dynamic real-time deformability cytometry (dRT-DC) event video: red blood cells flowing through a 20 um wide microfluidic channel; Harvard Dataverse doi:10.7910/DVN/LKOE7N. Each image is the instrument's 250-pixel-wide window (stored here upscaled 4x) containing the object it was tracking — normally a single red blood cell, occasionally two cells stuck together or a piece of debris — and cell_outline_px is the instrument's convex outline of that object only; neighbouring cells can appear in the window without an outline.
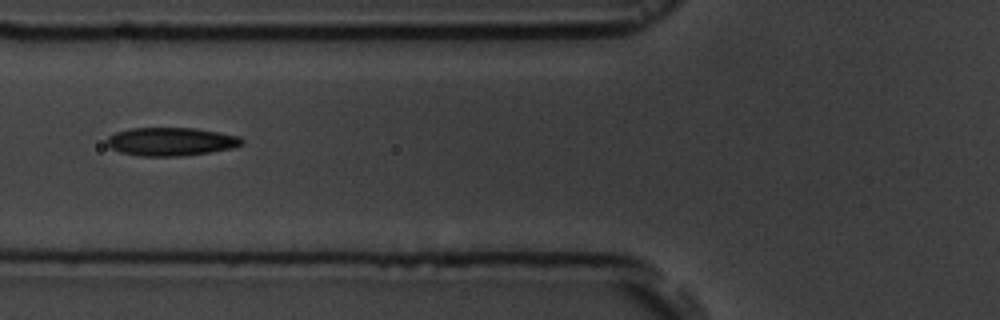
{"species": "common noctule bat (a hibernating species)", "species_latin": "Nyctalus noctula", "temperature_condition": "room temperature", "stored_images_in_passage": 17, "camera_frame_rate_fps": 3000, "um_per_image_px": 0.085, "animal": {"sex": "male", "body_mass_g": 19.5, "forearm_length_mm": 54.6}, "frame": {"image": 1, "passage_image": 8, "time_ms": 9.0, "image_size_px": [1000, 320], "cell_outline_px": [[244, 144], [232, 148], [208, 152], [180, 156], [140, 156], [120, 152], [112, 148], [108, 144], [108, 136], [116, 132], [132, 128], [196, 128], [240, 136], [244, 140]], "centroid_in_image_um": [14.56, 12.03], "position_along_channel_um": 111.2, "area_um2": 22.14}}
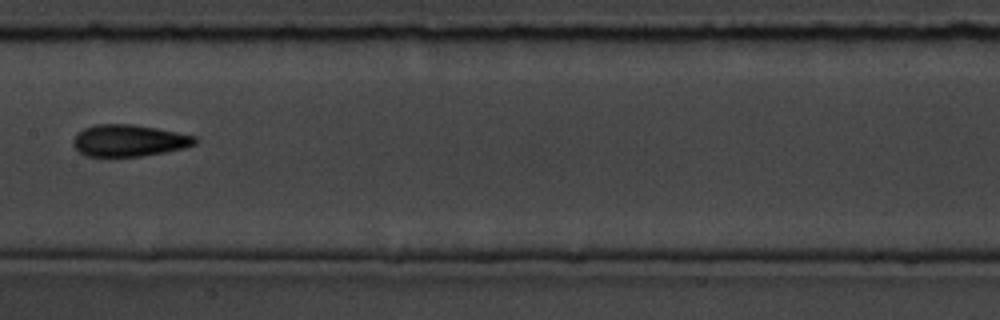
{"frame": {"image": 2, "passage_image": 10, "time_ms": 11.333, "image_size_px": [1000, 320], "cell_outline_px": [[196, 144], [184, 148], [164, 152], [140, 156], [84, 156], [72, 144], [72, 140], [76, 132], [84, 128], [96, 124], [132, 124], [156, 128], [196, 136]], "centroid_in_image_um": [10.92, 11.94], "position_along_channel_um": 196.5, "area_um2": 22.54}}
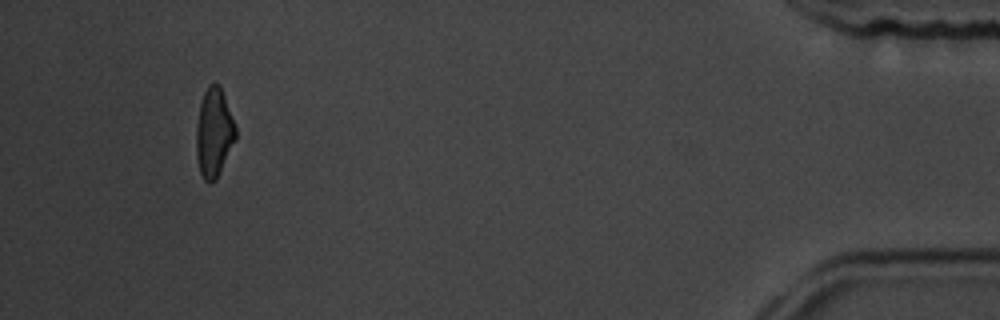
{"frame": {"image": 3, "passage_image": 17, "time_ms": 19.333, "image_size_px": [1000, 320], "cell_outline_px": [[236, 140], [216, 180], [208, 184], [204, 180], [200, 172], [196, 156], [196, 128], [200, 104], [204, 92], [208, 84], [220, 84], [236, 124]], "centroid_in_image_um": [18.2, 11.28], "position_along_channel_um": 417.0, "area_um2": 20.69}}